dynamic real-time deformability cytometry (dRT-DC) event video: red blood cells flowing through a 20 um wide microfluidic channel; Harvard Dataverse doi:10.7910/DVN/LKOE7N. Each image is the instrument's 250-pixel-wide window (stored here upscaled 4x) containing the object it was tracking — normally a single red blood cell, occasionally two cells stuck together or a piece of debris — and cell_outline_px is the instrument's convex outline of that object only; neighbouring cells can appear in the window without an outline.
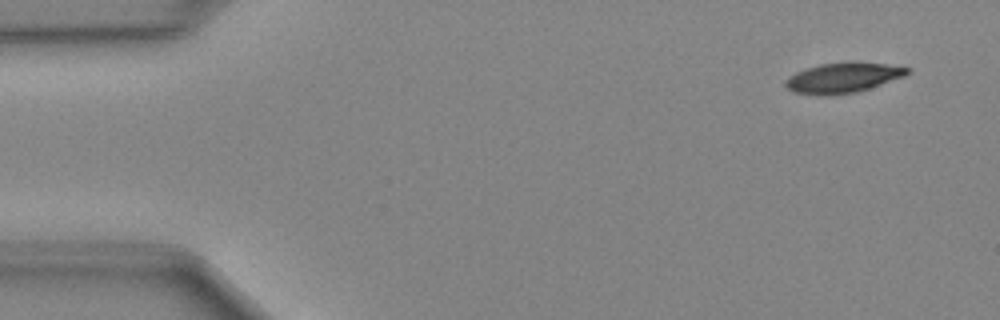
{"species": "Egyptian fruit bat (a non-hibernating species)", "species_latin": "Rousettus aegyptiacus", "temperature_condition": "cold", "stored_images_in_passage": 10, "camera_frame_rate_fps": 3000, "um_per_image_px": 0.085, "animal": {"sex": "female"}, "frame": {"image": 1, "passage_image": 2, "time_ms": 0.333, "image_size_px": [1000, 320], "cell_outline_px": [[912, 72], [904, 76], [856, 92], [824, 96], [816, 96], [792, 92], [784, 84], [784, 80], [796, 72], [820, 64], [884, 64], [912, 68]], "centroid_in_image_um": [71.6, 6.65], "position_along_channel_um": 13.4, "area_um2": 20.75}}